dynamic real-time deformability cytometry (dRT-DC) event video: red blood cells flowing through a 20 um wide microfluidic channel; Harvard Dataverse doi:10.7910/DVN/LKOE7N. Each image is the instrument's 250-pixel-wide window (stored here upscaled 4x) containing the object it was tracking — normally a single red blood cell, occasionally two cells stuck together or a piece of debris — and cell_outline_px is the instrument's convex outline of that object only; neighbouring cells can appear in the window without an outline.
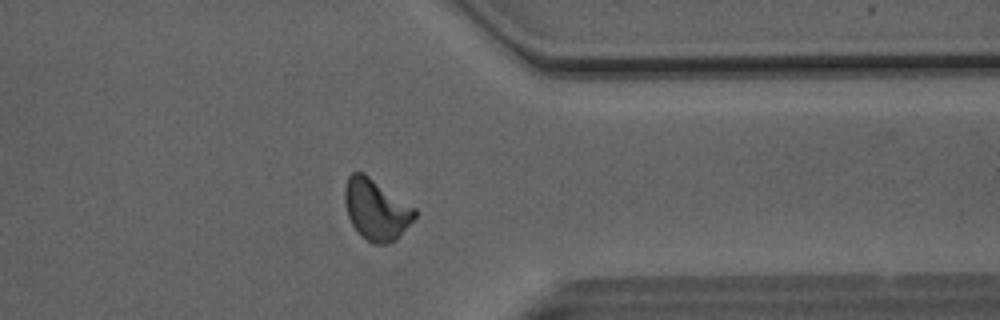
{"species": "Egyptian fruit bat (a non-hibernating species)", "species_latin": "Rousettus aegyptiacus", "temperature_condition": "room temperature", "stored_images_in_passage": 51, "camera_frame_rate_fps": 3000, "um_per_image_px": 0.085, "animal": {"sex": "male"}, "frame": {"image": 1, "passage_image": 40, "time_ms": 13.0, "image_size_px": [1000, 320], "cell_outline_px": [[416, 216], [396, 240], [388, 244], [372, 244], [360, 236], [352, 224], [348, 216], [344, 204], [344, 188], [348, 176], [352, 172], [364, 172], [416, 208]], "centroid_in_image_um": [31.95, 17.81], "position_along_channel_um": 379.4, "area_um2": 25.09}}
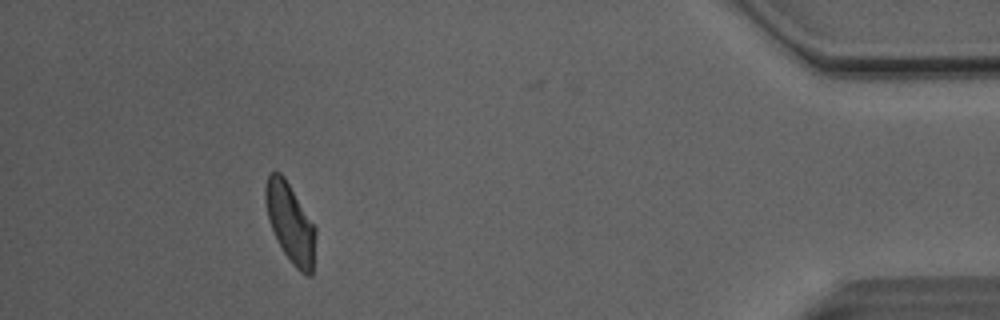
{"frame": {"image": 2, "passage_image": 46, "time_ms": 15.0, "image_size_px": [1000, 320], "cell_outline_px": [[316, 236], [312, 276], [308, 276], [300, 272], [292, 264], [284, 252], [272, 228], [268, 216], [264, 200], [264, 188], [268, 172], [280, 172], [284, 176], [316, 228]], "centroid_in_image_um": [24.68, 18.94], "position_along_channel_um": 410.5, "area_um2": 23.0}, "authors_computed_cell_mechanics": {"area_um2": 23.9292, "velocity_mm_per_s": 4.0956, "shape_relaxation_time_tau1_ms": 5.0285, "shape_relaxation_time_tau2_ms": 2.5165, "deformation_change_tau1": 0.1463, "deformation_change_tau2": 0.0909}}